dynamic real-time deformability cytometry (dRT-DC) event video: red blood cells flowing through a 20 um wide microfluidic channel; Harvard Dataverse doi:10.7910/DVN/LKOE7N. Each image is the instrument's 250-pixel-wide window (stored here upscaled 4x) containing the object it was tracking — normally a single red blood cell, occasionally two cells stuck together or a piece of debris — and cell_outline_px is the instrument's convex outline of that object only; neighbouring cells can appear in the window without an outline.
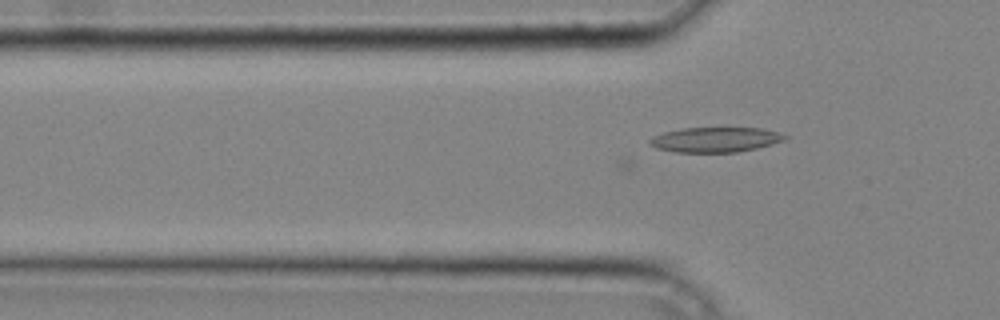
{"species": "common noctule bat (a hibernating species)", "species_latin": "Nyctalus noctula", "temperature_condition": "cold", "stored_images_in_passage": 36, "camera_frame_rate_fps": 3000, "um_per_image_px": 0.085, "animal": {"sex": "male", "body_mass_g": 20.4}, "frame": {"image": 1, "passage_image": 10, "time_ms": 3.0, "image_size_px": [1000, 320], "cell_outline_px": [[788, 140], [756, 148], [736, 152], [676, 152], [656, 148], [648, 144], [648, 140], [652, 136], [664, 132], [684, 128], [760, 128], [776, 132], [788, 136]], "centroid_in_image_um": [60.79, 11.87], "position_along_channel_um": 65.0, "area_um2": 19.65}}
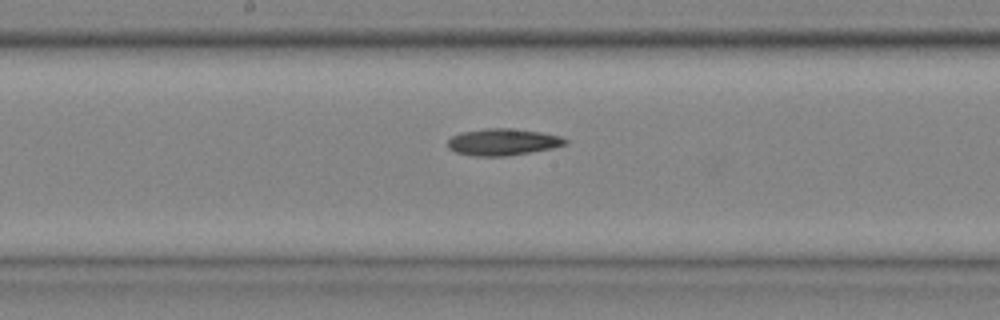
{"frame": {"image": 2, "passage_image": 19, "time_ms": 6.0, "image_size_px": [1000, 320], "cell_outline_px": [[568, 144], [552, 148], [508, 156], [476, 156], [456, 152], [448, 148], [448, 140], [452, 136], [464, 132], [484, 128], [508, 128], [540, 132], [560, 136], [568, 140]], "centroid_in_image_um": [42.75, 12.07], "position_along_channel_um": 205.4, "area_um2": 18.21}}
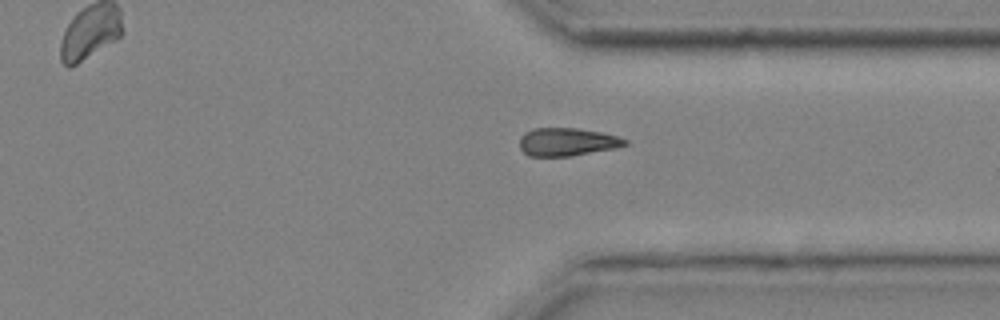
{"frame": {"image": 3, "passage_image": 29, "time_ms": 9.333, "image_size_px": [1000, 320], "cell_outline_px": [[628, 144], [616, 148], [572, 156], [528, 156], [520, 148], [520, 136], [524, 132], [532, 128], [576, 128], [600, 132], [616, 136], [628, 140]], "centroid_in_image_um": [48.19, 12.06], "position_along_channel_um": 363.2, "area_um2": 17.28}}